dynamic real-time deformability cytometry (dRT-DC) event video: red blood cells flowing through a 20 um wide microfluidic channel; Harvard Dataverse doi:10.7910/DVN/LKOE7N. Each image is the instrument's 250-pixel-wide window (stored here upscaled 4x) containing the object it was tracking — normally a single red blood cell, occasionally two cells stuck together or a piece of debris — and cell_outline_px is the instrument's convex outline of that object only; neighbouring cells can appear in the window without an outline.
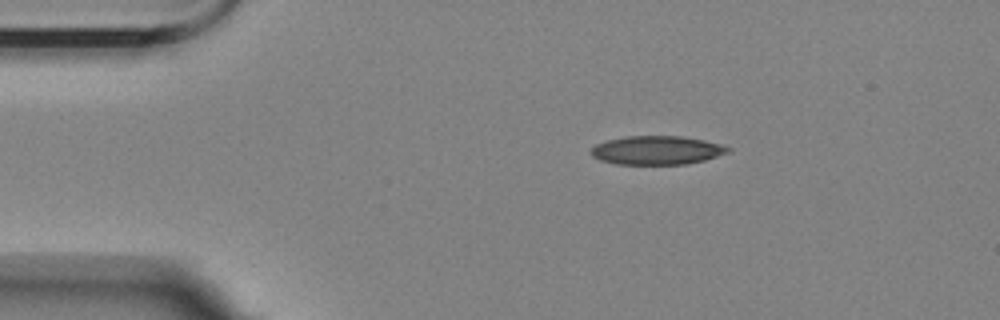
{"species": "Egyptian fruit bat (a non-hibernating species)", "species_latin": "Rousettus aegyptiacus", "temperature_condition": "room temperature", "stored_images_in_passage": 5, "camera_frame_rate_fps": 3000, "um_per_image_px": 0.085, "animal": {"sex": "female"}, "frame": {"image": 1, "passage_image": 1, "time_ms": 0.0, "image_size_px": [1000, 320], "cell_outline_px": [[732, 148], [728, 152], [704, 160], [688, 164], [616, 164], [600, 160], [592, 156], [592, 148], [596, 144], [608, 140], [624, 136], [680, 136], [704, 140], [720, 144]], "centroid_in_image_um": [55.83, 12.77], "position_along_channel_um": 29.2, "area_um2": 22.77}}
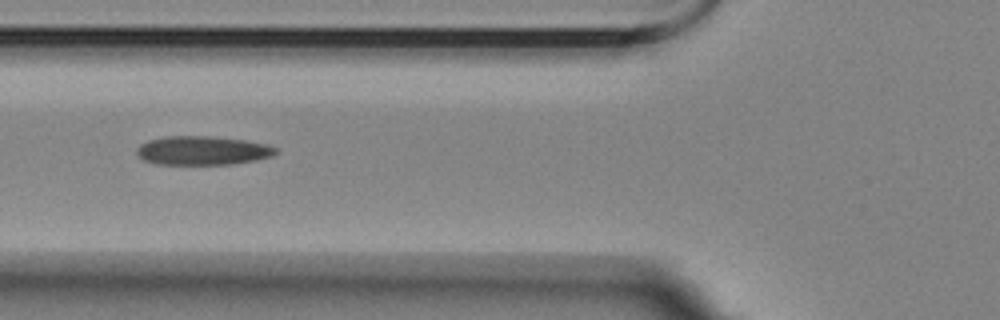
{"frame": {"image": 2, "passage_image": 3, "time_ms": 3.667, "image_size_px": [1000, 320], "cell_outline_px": [[276, 152], [272, 156], [256, 160], [232, 164], [156, 164], [144, 160], [136, 152], [136, 148], [140, 144], [148, 140], [168, 136], [208, 136], [244, 140], [264, 144], [276, 148]], "centroid_in_image_um": [17.18, 12.8], "position_along_channel_um": 108.6, "area_um2": 23.18}}
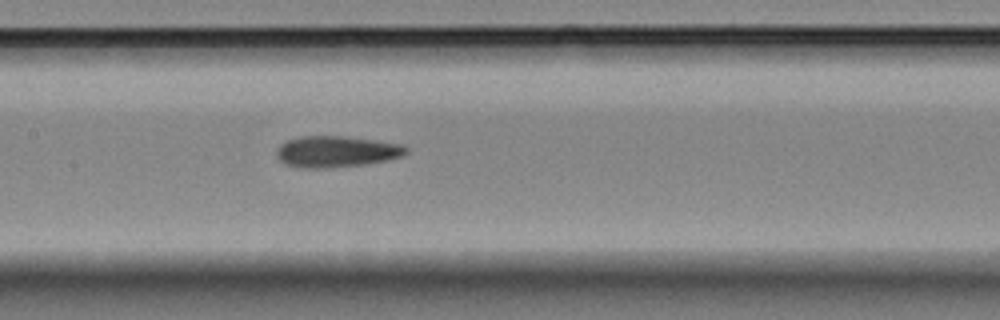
{"frame": {"image": 3, "passage_image": 5, "time_ms": 5.667, "image_size_px": [1000, 320], "cell_outline_px": [[408, 152], [400, 156], [388, 160], [364, 164], [328, 168], [300, 168], [284, 164], [276, 156], [276, 152], [280, 144], [288, 140], [300, 136], [340, 136], [372, 140], [400, 144], [408, 148]], "centroid_in_image_um": [28.54, 12.89], "position_along_channel_um": 178.9, "area_um2": 23.47}}